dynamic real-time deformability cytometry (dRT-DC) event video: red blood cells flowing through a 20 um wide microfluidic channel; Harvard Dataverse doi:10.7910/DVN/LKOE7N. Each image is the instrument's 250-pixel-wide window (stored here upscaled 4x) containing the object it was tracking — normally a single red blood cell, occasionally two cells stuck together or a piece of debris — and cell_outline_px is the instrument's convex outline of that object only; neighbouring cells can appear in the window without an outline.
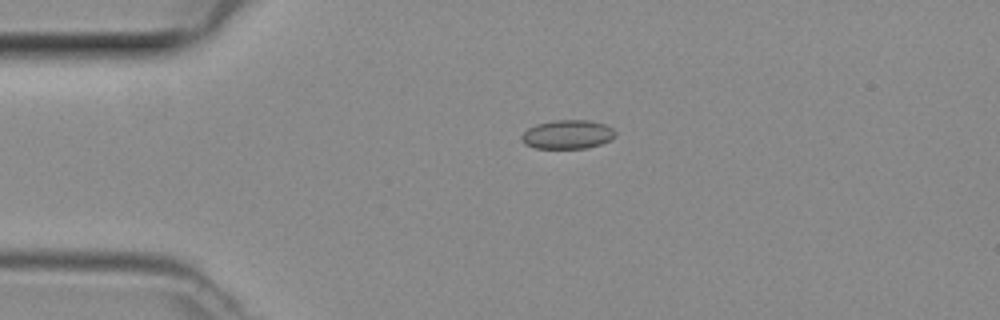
{"species": "common noctule bat (a hibernating species)", "species_latin": "Nyctalus noctula", "temperature_condition": "room temperature", "stored_images_in_passage": 43, "camera_frame_rate_fps": 3000, "um_per_image_px": 0.085, "animal": {"sex": "female", "body_mass_g": 29.2, "forearm_length_mm": 56.3}, "frame": {"image": 1, "passage_image": 6, "time_ms": 1.667, "image_size_px": [1000, 320], "cell_outline_px": [[616, 136], [612, 140], [600, 144], [584, 148], [536, 148], [524, 144], [520, 140], [520, 136], [528, 128], [536, 124], [552, 120], [588, 120], [604, 124], [612, 128], [616, 132]], "centroid_in_image_um": [48.23, 11.42], "position_along_channel_um": 36.8, "area_um2": 15.9}}
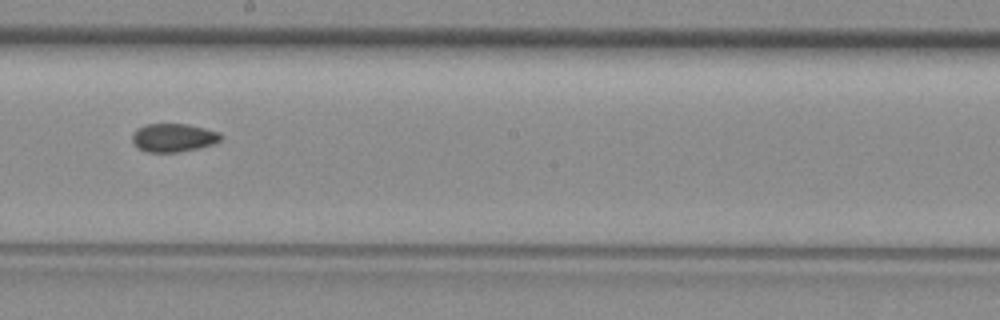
{"frame": {"image": 2, "passage_image": 22, "time_ms": 7.0, "image_size_px": [1000, 320], "cell_outline_px": [[224, 136], [220, 140], [212, 144], [200, 148], [180, 152], [148, 152], [140, 148], [132, 140], [132, 136], [140, 128], [148, 124], [188, 124], [204, 128], [216, 132]], "centroid_in_image_um": [14.79, 11.71], "position_along_channel_um": 233.4, "area_um2": 14.33}}
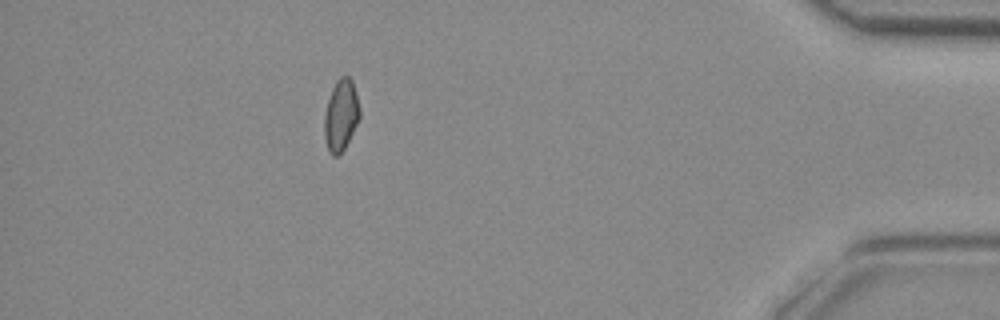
{"frame": {"image": 3, "passage_image": 38, "time_ms": 12.333, "image_size_px": [1000, 320], "cell_outline_px": [[360, 116], [344, 148], [336, 156], [332, 156], [328, 152], [324, 136], [324, 116], [328, 100], [332, 88], [336, 80], [340, 76], [348, 76], [352, 80], [360, 108]], "centroid_in_image_um": [28.96, 9.78], "position_along_channel_um": 406.2, "area_um2": 14.57}}